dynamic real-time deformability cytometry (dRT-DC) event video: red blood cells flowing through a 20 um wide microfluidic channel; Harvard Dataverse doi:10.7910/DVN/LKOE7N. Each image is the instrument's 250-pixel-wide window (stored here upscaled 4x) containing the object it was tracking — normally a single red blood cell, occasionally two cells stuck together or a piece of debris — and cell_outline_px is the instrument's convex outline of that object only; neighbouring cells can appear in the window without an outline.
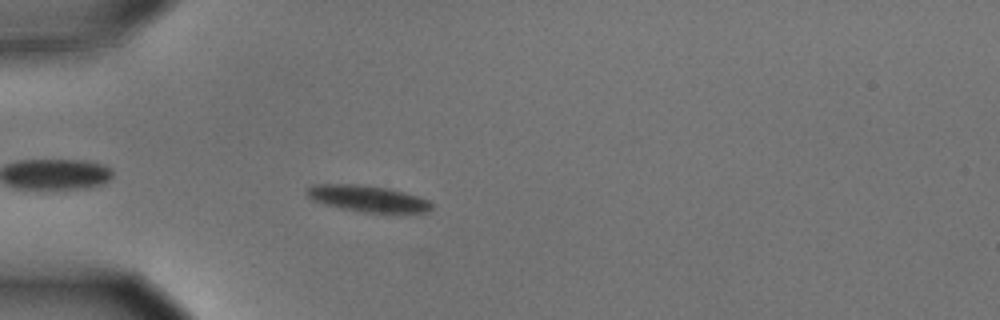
{"species": "common noctule bat (a hibernating species)", "species_latin": "Nyctalus noctula", "temperature_condition": "cold", "stored_images_in_passage": 6, "camera_frame_rate_fps": 3000, "um_per_image_px": 0.085, "animal": {"sex": "male", "body_mass_g": 15.6}, "frame": {"image": 1, "passage_image": 5, "time_ms": 1.333, "image_size_px": [1000, 320], "cell_outline_px": [[432, 208], [428, 212], [364, 212], [340, 208], [324, 204], [312, 200], [304, 192], [312, 184], [356, 184], [388, 188], [404, 192], [428, 200], [432, 204]], "centroid_in_image_um": [31.21, 16.87], "position_along_channel_um": 53.8, "area_um2": 19.02}}